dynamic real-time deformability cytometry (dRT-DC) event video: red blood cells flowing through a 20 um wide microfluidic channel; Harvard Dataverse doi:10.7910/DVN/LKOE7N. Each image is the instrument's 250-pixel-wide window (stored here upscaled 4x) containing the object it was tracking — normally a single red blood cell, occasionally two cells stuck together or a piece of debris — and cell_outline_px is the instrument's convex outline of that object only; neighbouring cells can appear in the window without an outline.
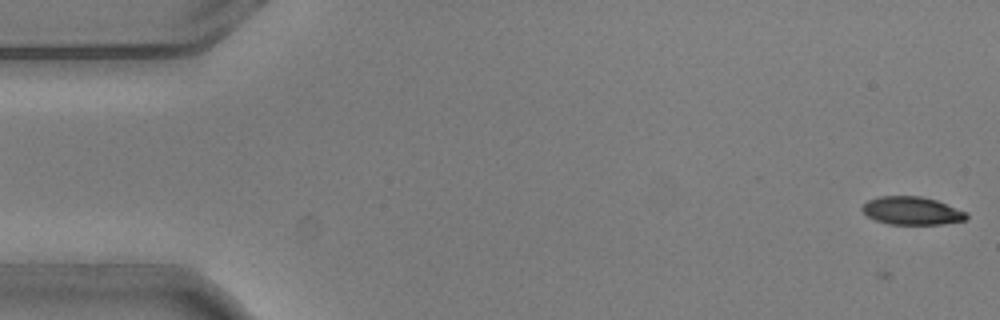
{"species": "common noctule bat (a hibernating species)", "species_latin": "Nyctalus noctula", "temperature_condition": "warm", "stored_images_in_passage": 5, "camera_frame_rate_fps": 3000, "um_per_image_px": 0.085, "animal": {"sex": "male", "body_mass_g": 20.5, "forearm_length_mm": 52.5}, "frame": {"image": 1, "passage_image": 2, "time_ms": 0.333, "image_size_px": [1000, 320], "cell_outline_px": [[968, 216], [964, 220], [940, 224], [888, 224], [876, 220], [868, 216], [860, 208], [868, 200], [880, 196], [920, 196], [936, 200], [968, 212]], "centroid_in_image_um": [77.51, 17.91], "position_along_channel_um": 7.5, "area_um2": 16.94}}